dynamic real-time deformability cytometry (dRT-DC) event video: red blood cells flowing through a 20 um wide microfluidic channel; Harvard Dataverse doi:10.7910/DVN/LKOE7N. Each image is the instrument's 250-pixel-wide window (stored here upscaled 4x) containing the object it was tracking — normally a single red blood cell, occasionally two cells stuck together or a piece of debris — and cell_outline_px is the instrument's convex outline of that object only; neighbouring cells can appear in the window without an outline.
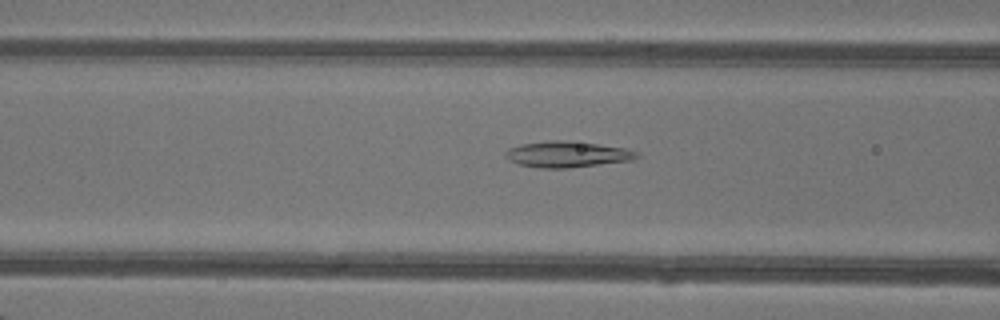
{"species": "common noctule bat (a hibernating species)", "species_latin": "Nyctalus noctula", "temperature_condition": "warm", "stored_images_in_passage": 37, "camera_frame_rate_fps": 3000, "um_per_image_px": 0.085, "animal": {"sex": "female"}, "frame": {"image": 1, "passage_image": 9, "time_ms": 2.667, "image_size_px": [1000, 320], "cell_outline_px": [[640, 156], [632, 160], [568, 168], [540, 168], [520, 164], [508, 160], [504, 156], [504, 152], [508, 148], [520, 144], [548, 140], [564, 140], [596, 144], [624, 148], [640, 152]], "centroid_in_image_um": [48.18, 13.11], "position_along_channel_um": 118.4, "area_um2": 19.94}}
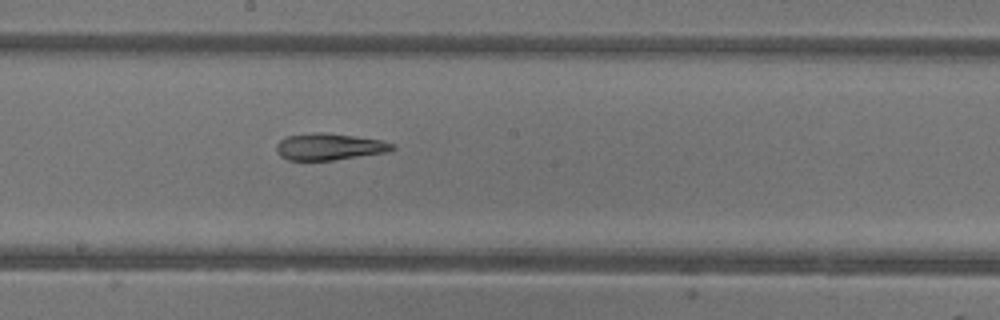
{"frame": {"image": 2, "passage_image": 16, "time_ms": 5.0, "image_size_px": [1000, 320], "cell_outline_px": [[396, 148], [388, 152], [332, 160], [288, 160], [280, 156], [276, 152], [276, 144], [280, 140], [288, 136], [316, 132], [324, 132], [380, 140], [396, 144]], "centroid_in_image_um": [27.99, 12.47], "position_along_channel_um": 220.2, "area_um2": 17.98}}
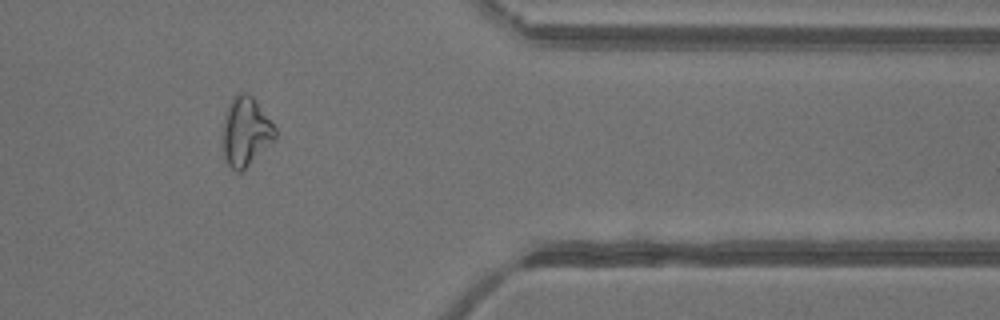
{"frame": {"image": 3, "passage_image": 29, "time_ms": 9.333, "image_size_px": [1000, 320], "cell_outline_px": [[276, 136], [240, 172], [236, 172], [228, 164], [224, 156], [224, 116], [228, 104], [232, 96], [236, 92], [248, 92], [252, 96], [276, 128]], "centroid_in_image_um": [20.86, 11.11], "position_along_channel_um": 390.5, "area_um2": 20.46}, "authors_computed_cell_mechanics": {"area_um2": 19.2474, "velocity_mm_per_s": 4.3521, "shape_relaxation_time_tau1_ms": null, "shape_relaxation_time_tau2_ms": 2.8421, "deformation_change_tau1": null, "deformation_change_tau2": 0.108}}